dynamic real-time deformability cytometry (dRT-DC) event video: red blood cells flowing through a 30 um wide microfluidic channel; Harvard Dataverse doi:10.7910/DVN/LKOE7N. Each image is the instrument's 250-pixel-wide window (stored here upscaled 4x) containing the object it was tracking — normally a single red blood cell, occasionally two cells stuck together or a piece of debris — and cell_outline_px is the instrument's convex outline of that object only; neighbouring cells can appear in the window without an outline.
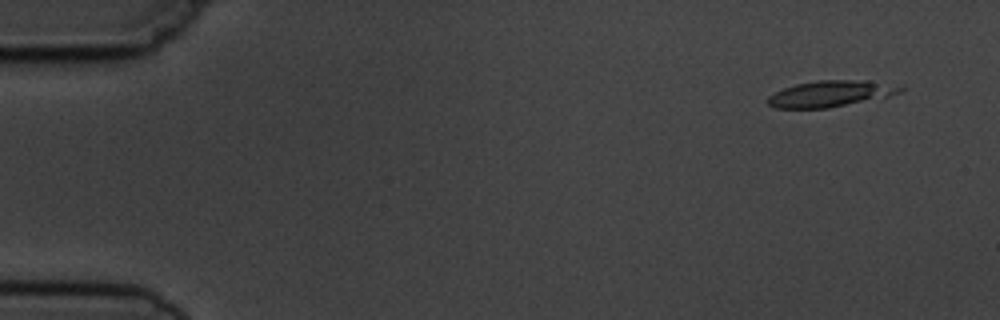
{"species": "common noctule bat (a hibernating species)", "species_latin": "Nyctalus noctula", "temperature_condition": "cold", "stored_images_in_passage": 6, "camera_frame_rate_fps": 3000, "um_per_image_px": 0.085, "animal": {"sex": "male", "body_mass_g": 19.5, "forearm_length_mm": 54.6}, "frame": {"image": 1, "passage_image": 1, "time_ms": 0.0, "image_size_px": [1000, 320], "cell_outline_px": [[904, 88], [900, 92], [888, 96], [828, 108], [776, 108], [768, 104], [768, 96], [784, 88], [796, 84], [816, 80], [868, 80], [904, 84]], "centroid_in_image_um": [70.68, 7.94], "position_along_channel_um": 14.3, "area_um2": 20.35}}
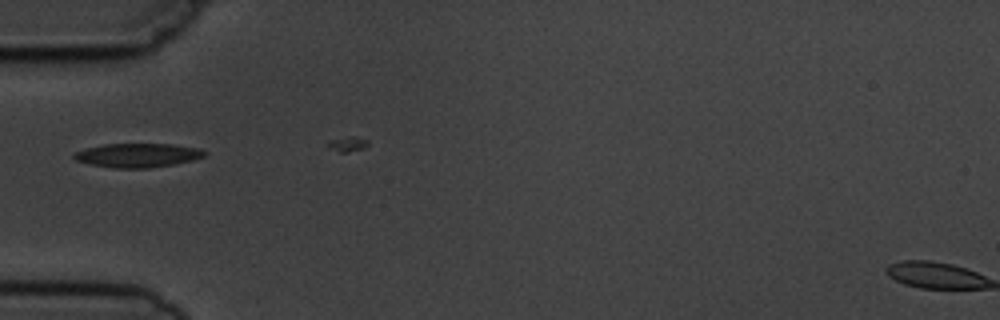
{"frame": {"image": 2, "passage_image": 5, "time_ms": 4.667, "image_size_px": [1000, 320], "cell_outline_px": [[204, 156], [192, 160], [172, 164], [148, 168], [112, 168], [92, 164], [76, 160], [72, 156], [76, 152], [88, 148], [104, 144], [172, 144], [200, 148], [204, 152]], "centroid_in_image_um": [11.7, 13.19], "position_along_channel_um": 73.3, "area_um2": 17.92}}